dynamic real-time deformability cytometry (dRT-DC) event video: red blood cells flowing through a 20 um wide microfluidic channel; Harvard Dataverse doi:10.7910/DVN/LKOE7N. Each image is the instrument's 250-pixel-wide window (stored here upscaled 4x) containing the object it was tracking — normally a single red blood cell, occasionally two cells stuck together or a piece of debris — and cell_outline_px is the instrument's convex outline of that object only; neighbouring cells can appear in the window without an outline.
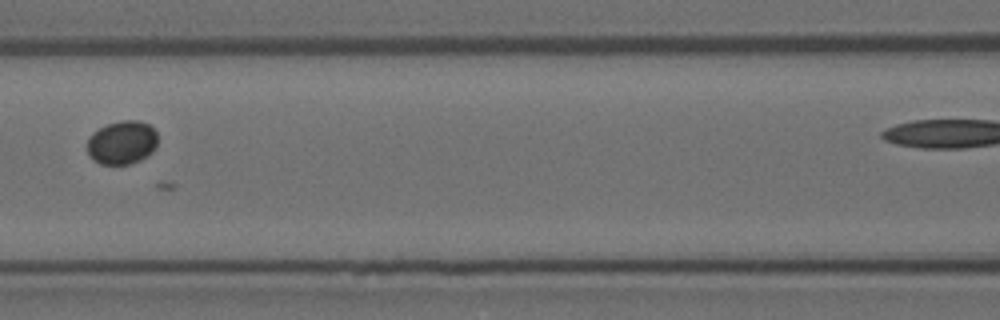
{"species": "Egyptian fruit bat (a non-hibernating species)", "species_latin": "Rousettus aegyptiacus", "temperature_condition": "room temperature", "stored_images_in_passage": 11, "camera_frame_rate_fps": 3000, "um_per_image_px": 0.085, "animal": {"sex": "female"}, "frame": {"image": 1, "passage_image": 8, "time_ms": 2.333, "image_size_px": [1000, 320], "cell_outline_px": [[156, 148], [148, 156], [140, 160], [128, 164], [100, 164], [92, 160], [88, 156], [88, 140], [92, 132], [108, 124], [120, 120], [140, 120], [148, 124], [156, 132]], "centroid_in_image_um": [10.36, 12.12], "position_along_channel_um": 156.2, "area_um2": 17.98}}
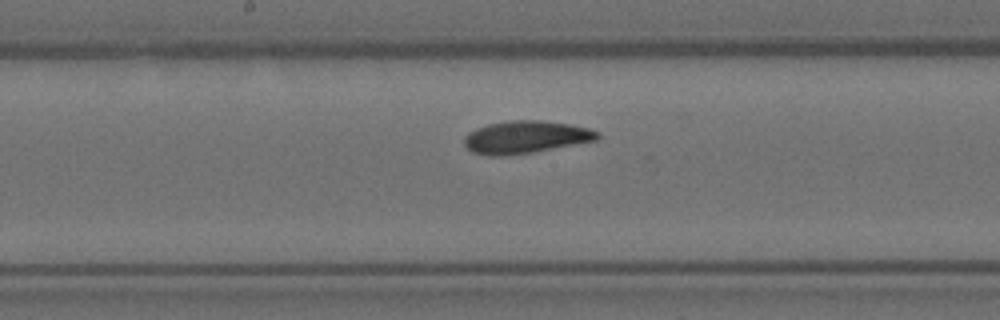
{"frame": {"image": 2, "passage_image": 10, "time_ms": 3.0, "image_size_px": [1000, 320], "cell_outline_px": [[600, 136], [596, 140], [532, 152], [504, 156], [488, 156], [472, 152], [464, 144], [464, 136], [468, 132], [476, 128], [488, 124], [508, 120], [540, 120], [568, 124], [588, 128], [600, 132]], "centroid_in_image_um": [44.64, 11.65], "position_along_channel_um": 203.6, "area_um2": 25.2}}
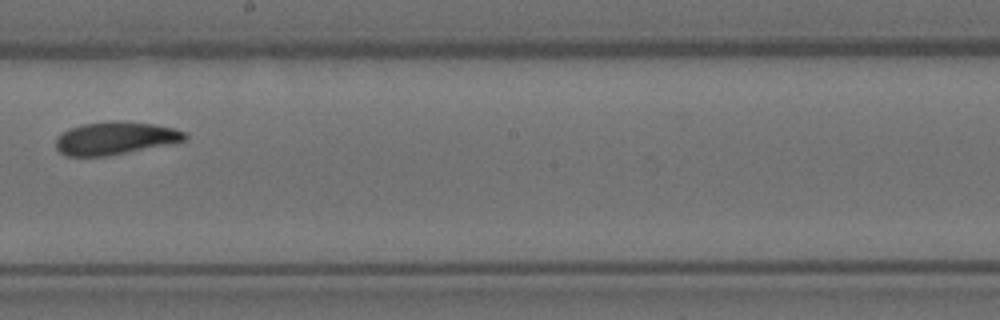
{"frame": {"image": 3, "passage_image": 11, "time_ms": 3.333, "image_size_px": [1000, 320], "cell_outline_px": [[188, 140], [172, 144], [104, 156], [64, 156], [56, 148], [56, 136], [60, 132], [68, 128], [84, 124], [112, 120], [116, 120], [156, 124], [172, 128], [184, 132], [188, 136]], "centroid_in_image_um": [9.78, 11.74], "position_along_channel_um": 238.4, "area_um2": 24.91}}